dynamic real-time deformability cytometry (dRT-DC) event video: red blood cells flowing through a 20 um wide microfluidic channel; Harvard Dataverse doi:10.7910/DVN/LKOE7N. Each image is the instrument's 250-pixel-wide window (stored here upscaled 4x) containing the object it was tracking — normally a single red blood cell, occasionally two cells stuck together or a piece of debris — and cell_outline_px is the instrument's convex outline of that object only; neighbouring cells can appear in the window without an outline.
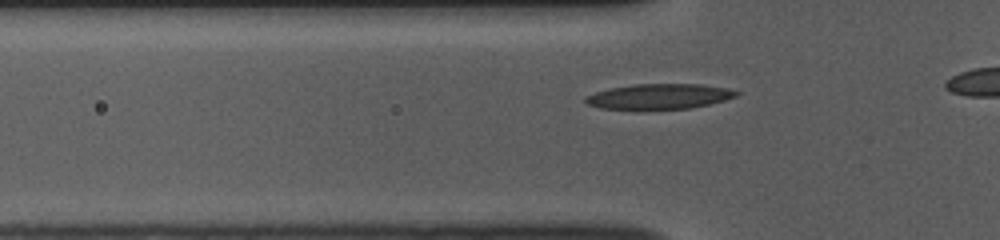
{"species": "common noctule bat (a hibernating species)", "species_latin": "Nyctalus noctula", "temperature_condition": "room temperature", "stored_images_in_passage": 14, "camera_frame_rate_fps": 3000, "um_per_image_px": 0.085, "animal": {"sex": "female", "body_mass_g": 10.0, "forearm_length_mm": 53.1}, "frame": {"image": 1, "passage_image": 8, "time_ms": 2.333, "image_size_px": [1000, 240], "cell_outline_px": [[740, 92], [736, 96], [724, 100], [692, 108], [600, 108], [588, 104], [584, 100], [584, 96], [608, 88], [632, 84], [700, 84], [728, 88]], "centroid_in_image_um": [56.03, 8.17], "position_along_channel_um": 69.8, "area_um2": 21.85}}
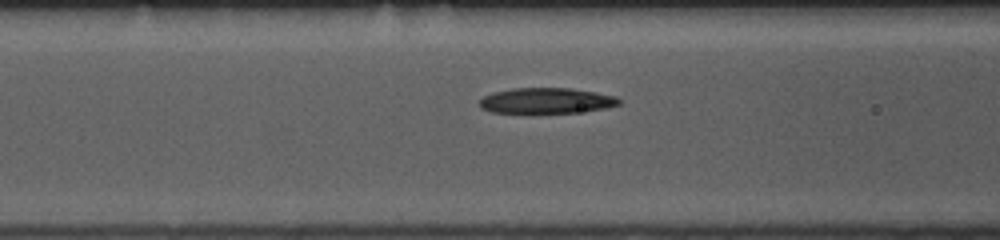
{"frame": {"image": 2, "passage_image": 12, "time_ms": 3.667, "image_size_px": [1000, 240], "cell_outline_px": [[620, 104], [604, 108], [576, 112], [492, 112], [480, 108], [480, 100], [484, 96], [496, 92], [512, 88], [568, 88], [596, 92], [616, 96], [620, 100]], "centroid_in_image_um": [46.45, 8.54], "position_along_channel_um": 120.1, "area_um2": 20.4}}